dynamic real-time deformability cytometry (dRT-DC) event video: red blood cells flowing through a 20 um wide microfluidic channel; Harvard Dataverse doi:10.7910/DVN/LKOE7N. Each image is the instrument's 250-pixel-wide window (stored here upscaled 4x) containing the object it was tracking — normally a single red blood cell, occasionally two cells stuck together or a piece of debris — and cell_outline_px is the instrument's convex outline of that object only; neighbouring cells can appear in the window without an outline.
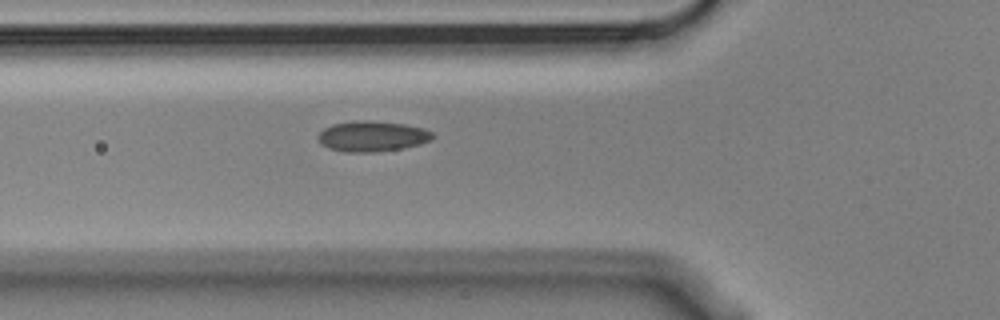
{"species": "Egyptian fruit bat (a non-hibernating species)", "species_latin": "Rousettus aegyptiacus", "temperature_condition": "cold", "stored_images_in_passage": 2, "camera_frame_rate_fps": 3000, "um_per_image_px": 0.085, "animal": {"sex": "male"}, "frame": {"image": 1, "passage_image": 2, "time_ms": 0.333, "image_size_px": [1000, 320], "cell_outline_px": [[436, 136], [432, 140], [420, 144], [400, 148], [372, 152], [344, 152], [328, 148], [320, 144], [316, 136], [324, 128], [332, 124], [352, 120], [368, 120], [404, 124], [424, 128], [432, 132]], "centroid_in_image_um": [31.61, 11.57], "position_along_channel_um": 94.2, "area_um2": 20.58}}